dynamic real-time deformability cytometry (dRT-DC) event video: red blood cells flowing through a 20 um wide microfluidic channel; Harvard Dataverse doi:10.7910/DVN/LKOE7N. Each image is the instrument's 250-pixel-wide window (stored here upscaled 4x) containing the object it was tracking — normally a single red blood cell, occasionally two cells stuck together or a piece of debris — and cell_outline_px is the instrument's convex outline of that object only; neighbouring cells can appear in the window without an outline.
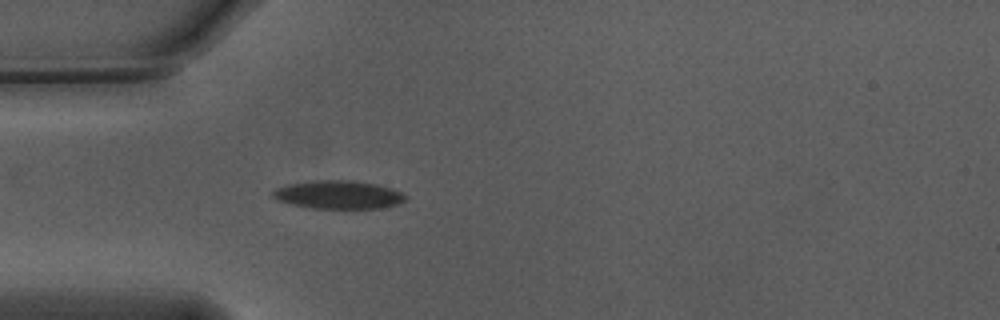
{"species": "Egyptian fruit bat (a non-hibernating species)", "species_latin": "Rousettus aegyptiacus", "temperature_condition": "warm", "stored_images_in_passage": 43, "camera_frame_rate_fps": 3000, "um_per_image_px": 0.085, "animal": {"sex": "male"}, "frame": {"image": 1, "passage_image": 7, "time_ms": 2.0, "image_size_px": [1000, 320], "cell_outline_px": [[408, 196], [400, 204], [380, 208], [312, 208], [292, 204], [280, 200], [272, 196], [272, 192], [276, 188], [292, 184], [320, 180], [352, 180], [376, 184], [392, 188]], "centroid_in_image_um": [28.83, 16.55], "position_along_channel_um": 56.2, "area_um2": 21.56}, "authors_computed_cell_mechanics": {"area_um2": 20.23, "velocity_mm_per_s": 3.716, "shape_relaxation_time_tau1_ms": 1.4873, "shape_relaxation_time_tau2_ms": null, "deformation_change_tau1": 0.0835, "deformation_change_tau2": null}}